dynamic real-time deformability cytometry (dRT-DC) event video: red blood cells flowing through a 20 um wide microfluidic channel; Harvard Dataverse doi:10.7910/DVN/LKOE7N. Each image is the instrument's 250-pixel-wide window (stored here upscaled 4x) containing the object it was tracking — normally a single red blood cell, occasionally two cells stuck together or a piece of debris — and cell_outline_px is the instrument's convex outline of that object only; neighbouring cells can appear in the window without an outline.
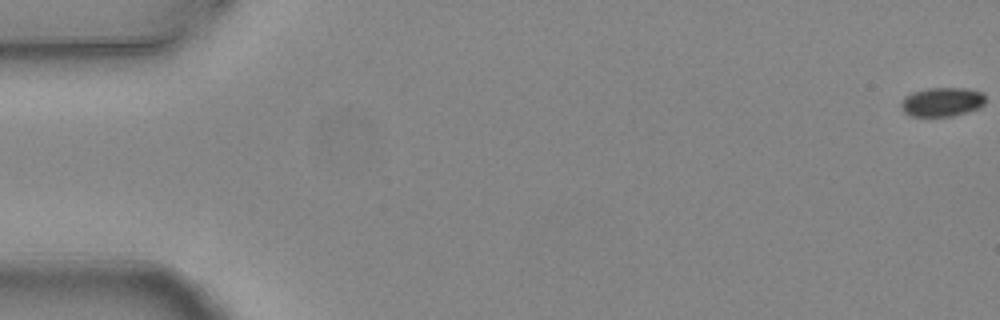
{"species": "common noctule bat (a hibernating species)", "species_latin": "Nyctalus noctula", "temperature_condition": "warm", "stored_images_in_passage": 9, "camera_frame_rate_fps": 3000, "um_per_image_px": 0.085, "animal": {"sex": "female", "body_mass_g": 24.6, "forearm_length_mm": 56.2}, "frame": {"image": 1, "passage_image": 1, "time_ms": 0.0, "image_size_px": [1000, 320], "cell_outline_px": [[984, 104], [980, 108], [968, 112], [952, 116], [908, 116], [900, 108], [900, 104], [904, 96], [912, 92], [928, 88], [964, 88], [984, 92]], "centroid_in_image_um": [80.05, 8.67], "position_along_channel_um": 4.9, "area_um2": 14.51}}
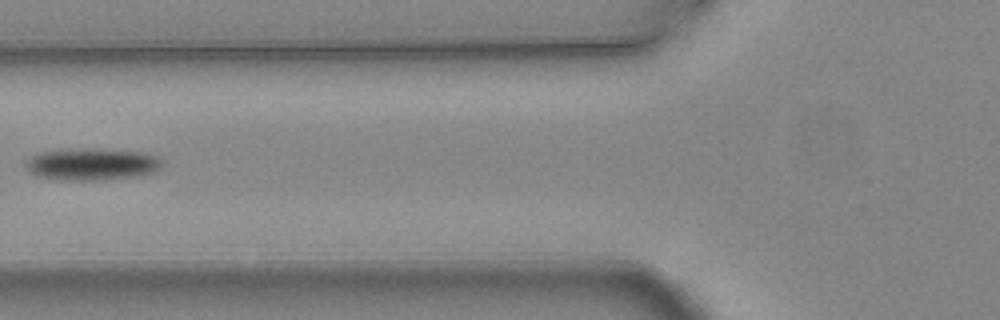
{"frame": {"image": 2, "passage_image": 8, "time_ms": 2.333, "image_size_px": [1000, 320], "cell_outline_px": [[160, 168], [152, 172], [132, 176], [104, 180], [64, 180], [36, 176], [24, 164], [32, 156], [40, 152], [80, 148], [100, 148], [144, 152], [156, 156], [160, 160]], "centroid_in_image_um": [7.8, 13.94], "position_along_channel_um": 118.0, "area_um2": 25.26}}
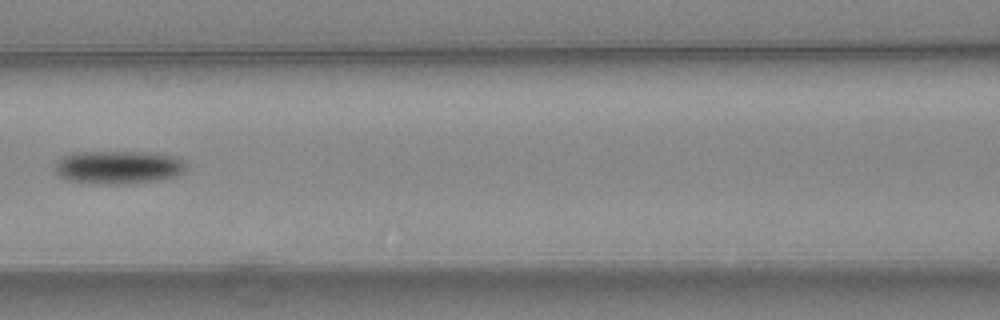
{"frame": {"image": 3, "passage_image": 9, "time_ms": 2.667, "image_size_px": [1000, 320], "cell_outline_px": [[188, 168], [176, 176], [128, 184], [88, 184], [68, 180], [60, 176], [56, 172], [56, 160], [60, 156], [72, 152], [140, 152], [172, 156], [184, 160]], "centroid_in_image_um": [10.0, 14.22], "position_along_channel_um": 156.6, "area_um2": 25.49}}